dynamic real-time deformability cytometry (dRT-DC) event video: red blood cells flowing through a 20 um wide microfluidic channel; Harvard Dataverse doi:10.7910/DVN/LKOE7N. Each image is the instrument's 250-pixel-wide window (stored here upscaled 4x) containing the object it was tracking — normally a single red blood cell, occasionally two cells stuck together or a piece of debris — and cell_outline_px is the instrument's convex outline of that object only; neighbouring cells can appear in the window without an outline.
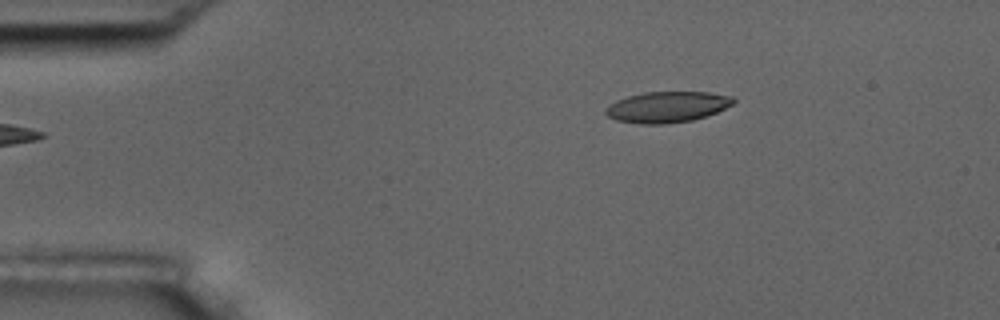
{"species": "common noctule bat (a hibernating species)", "species_latin": "Nyctalus noctula", "temperature_condition": "room temperature", "stored_images_in_passage": 47, "camera_frame_rate_fps": 3000, "um_per_image_px": 0.085, "animal": {"sex": "male", "body_mass_g": 17.5, "forearm_length_mm": 52.3}, "frame": {"image": 1, "passage_image": 1, "time_ms": 0.0, "image_size_px": [1000, 320], "cell_outline_px": [[736, 100], [732, 104], [716, 112], [692, 120], [664, 124], [640, 124], [616, 120], [608, 116], [604, 112], [604, 108], [616, 100], [628, 96], [644, 92], [708, 92], [732, 96]], "centroid_in_image_um": [56.67, 9.09], "position_along_channel_um": 28.3, "area_um2": 22.95}}
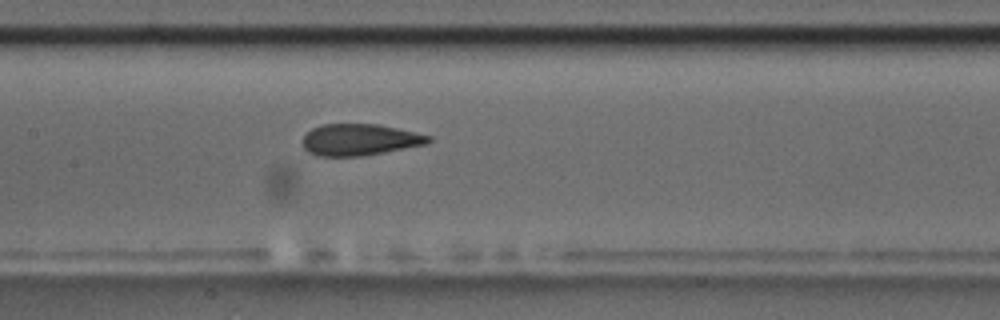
{"frame": {"image": 2, "passage_image": 18, "time_ms": 5.667, "image_size_px": [1000, 320], "cell_outline_px": [[432, 140], [428, 144], [364, 156], [316, 156], [308, 152], [304, 148], [304, 136], [312, 128], [320, 124], [380, 124], [432, 136]], "centroid_in_image_um": [30.6, 11.88], "position_along_channel_um": 176.8, "area_um2": 23.29}}
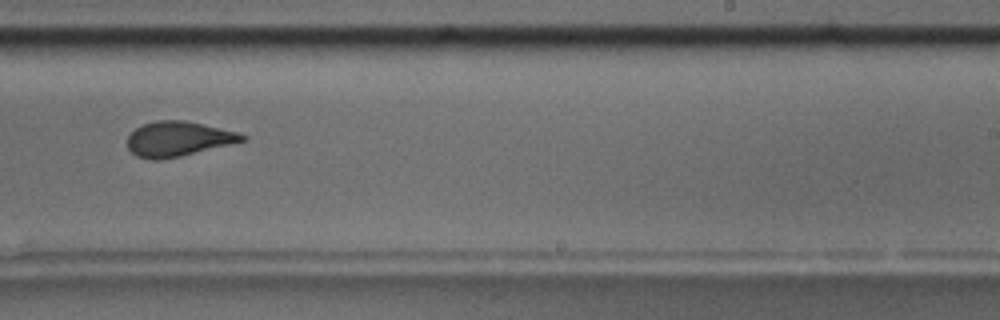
{"frame": {"image": 3, "passage_image": 26, "time_ms": 8.333, "image_size_px": [1000, 320], "cell_outline_px": [[248, 140], [180, 156], [156, 160], [152, 160], [136, 156], [128, 148], [128, 136], [136, 128], [144, 124], [156, 120], [184, 120], [236, 132], [248, 136]], "centroid_in_image_um": [15.14, 11.81], "position_along_channel_um": 273.9, "area_um2": 23.06}, "authors_computed_cell_mechanics": {"area_um2": 23.7558, "velocity_mm_per_s": 3.6496, "shape_relaxation_time_tau1_ms": 5.0002, "shape_relaxation_time_tau2_ms": 1.342, "deformation_change_tau1": 0.1665, "deformation_change_tau2": 0.0827}}